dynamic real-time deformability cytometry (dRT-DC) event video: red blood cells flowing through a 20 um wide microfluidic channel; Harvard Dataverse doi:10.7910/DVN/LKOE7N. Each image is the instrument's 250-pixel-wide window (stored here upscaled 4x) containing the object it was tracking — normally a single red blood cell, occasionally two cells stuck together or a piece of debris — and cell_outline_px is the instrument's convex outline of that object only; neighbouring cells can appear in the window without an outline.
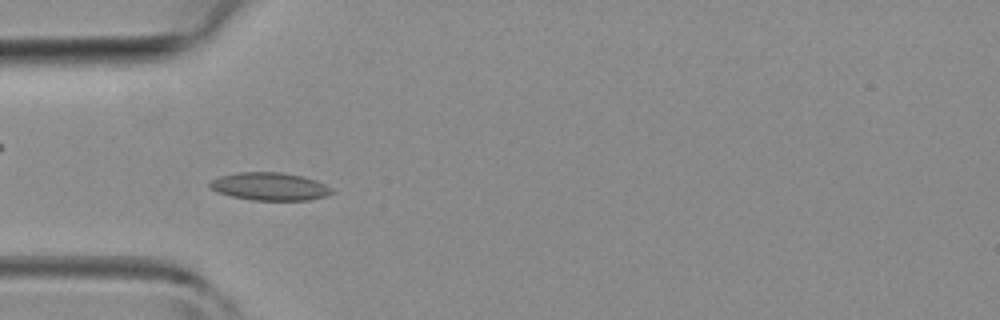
{"species": "common noctule bat (a hibernating species)", "species_latin": "Nyctalus noctula", "temperature_condition": "room temperature", "stored_images_in_passage": 3, "camera_frame_rate_fps": 3000, "um_per_image_px": 0.085, "animal": {"sex": "female", "body_mass_g": 19.3, "forearm_length_mm": 54.1}, "frame": {"image": 1, "passage_image": 3, "time_ms": 2.333, "image_size_px": [1000, 320], "cell_outline_px": [[336, 192], [328, 196], [308, 200], [252, 200], [232, 196], [216, 192], [208, 184], [212, 180], [220, 176], [236, 172], [280, 172], [300, 176], [316, 180], [332, 188]], "centroid_in_image_um": [22.95, 15.85], "position_along_channel_um": 62.0, "area_um2": 19.83}}